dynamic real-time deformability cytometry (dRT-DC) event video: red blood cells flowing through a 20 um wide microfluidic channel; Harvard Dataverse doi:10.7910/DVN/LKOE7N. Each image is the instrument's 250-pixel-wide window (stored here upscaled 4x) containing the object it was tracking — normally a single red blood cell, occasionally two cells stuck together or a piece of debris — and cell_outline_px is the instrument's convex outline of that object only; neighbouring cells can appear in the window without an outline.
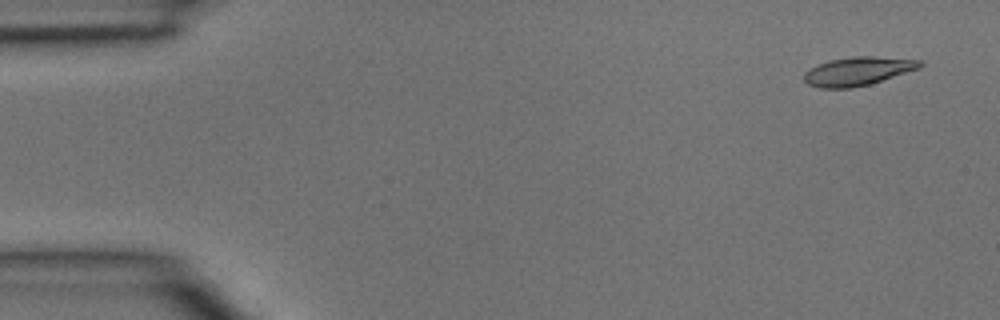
{"species": "common noctule bat (a hibernating species)", "species_latin": "Nyctalus noctula", "temperature_condition": "room temperature", "stored_images_in_passage": 4, "camera_frame_rate_fps": 3000, "um_per_image_px": 0.085, "animal": {"sex": "male", "body_mass_g": 15.6}, "frame": {"image": 1, "passage_image": 1, "time_ms": 0.0, "image_size_px": [1000, 320], "cell_outline_px": [[924, 64], [920, 68], [868, 84], [852, 88], [820, 88], [808, 84], [804, 80], [804, 72], [808, 68], [816, 64], [832, 60], [852, 56], [872, 56], [920, 60]], "centroid_in_image_um": [72.88, 6.05], "position_along_channel_um": 12.1, "area_um2": 19.19}}
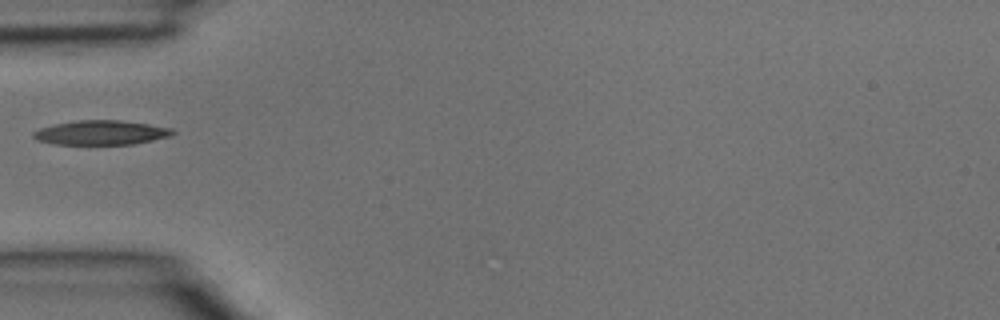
{"frame": {"image": 2, "passage_image": 4, "time_ms": 1.0, "image_size_px": [1000, 320], "cell_outline_px": [[176, 132], [172, 136], [132, 144], [56, 144], [36, 140], [32, 136], [32, 132], [40, 128], [56, 124], [76, 120], [120, 120], [148, 124], [172, 128]], "centroid_in_image_um": [8.6, 11.27], "position_along_channel_um": 76.4, "area_um2": 19.77}}